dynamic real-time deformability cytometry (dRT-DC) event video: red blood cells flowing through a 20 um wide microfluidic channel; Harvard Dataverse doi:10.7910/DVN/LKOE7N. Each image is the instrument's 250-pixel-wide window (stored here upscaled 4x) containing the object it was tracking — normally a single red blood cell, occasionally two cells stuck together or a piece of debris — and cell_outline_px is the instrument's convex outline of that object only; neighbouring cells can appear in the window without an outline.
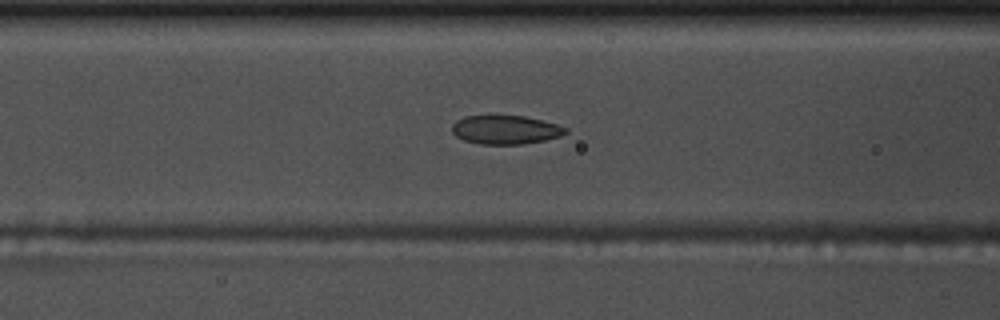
{"species": "common noctule bat (a hibernating species)", "species_latin": "Nyctalus noctula", "temperature_condition": "warm", "stored_images_in_passage": 56, "camera_frame_rate_fps": 3000, "um_per_image_px": 0.085, "animal": {"sex": "male", "body_mass_g": 17.5, "forearm_length_mm": 52.3}, "frame": {"image": 1, "passage_image": 23, "time_ms": 7.333, "image_size_px": [1000, 320], "cell_outline_px": [[568, 132], [560, 136], [544, 140], [524, 144], [480, 144], [464, 140], [456, 136], [452, 132], [452, 124], [456, 120], [464, 116], [524, 116], [556, 124], [568, 128]], "centroid_in_image_um": [42.95, 11.03], "position_along_channel_um": 123.6, "area_um2": 18.96}}
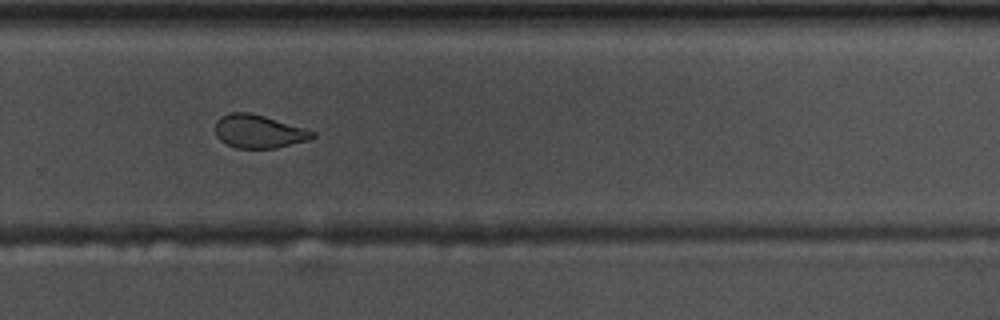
{"frame": {"image": 2, "passage_image": 38, "time_ms": 12.333, "image_size_px": [1000, 320], "cell_outline_px": [[316, 136], [308, 140], [276, 148], [236, 148], [220, 140], [216, 136], [216, 120], [220, 116], [228, 112], [248, 112], [264, 116], [304, 128], [316, 132]], "centroid_in_image_um": [21.97, 11.17], "position_along_channel_um": 307.8, "area_um2": 18.79}}
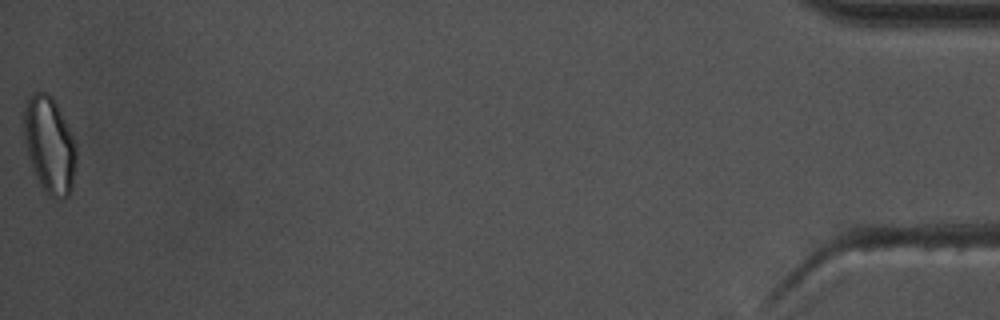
{"frame": {"image": 3, "passage_image": 56, "time_ms": 18.333, "image_size_px": [1000, 320], "cell_outline_px": [[76, 160], [72, 188], [68, 196], [64, 200], [52, 196], [44, 188], [36, 176], [24, 140], [24, 112], [28, 96], [32, 92], [48, 92], [52, 96], [72, 136], [76, 148]], "centroid_in_image_um": [4.21, 12.3], "position_along_channel_um": 431.0, "area_um2": 28.84}, "authors_computed_cell_mechanics": {"area_um2": 20.4901, "velocity_mm_per_s": 3.6897, "shape_relaxation_time_tau1_ms": 7.9035, "shape_relaxation_time_tau2_ms": 2.0241, "deformation_change_tau1": 0.1741, "deformation_change_tau2": 0.0859}}